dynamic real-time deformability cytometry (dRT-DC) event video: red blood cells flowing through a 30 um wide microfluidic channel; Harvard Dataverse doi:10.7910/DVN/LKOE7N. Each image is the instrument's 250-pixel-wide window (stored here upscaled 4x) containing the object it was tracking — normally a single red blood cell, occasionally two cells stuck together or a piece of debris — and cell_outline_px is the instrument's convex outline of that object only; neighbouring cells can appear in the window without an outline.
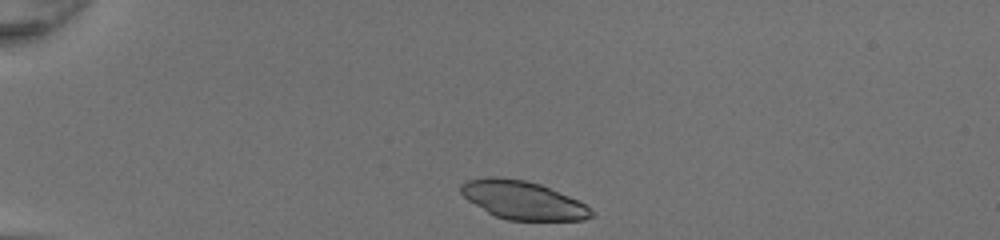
{"species": "common noctule bat (a hibernating species)", "species_latin": "Nyctalus noctula", "temperature_condition": "room temperature", "stored_images_in_passage": 32, "camera_frame_rate_fps": 3000, "um_per_image_px": 0.085, "animal": {"sex": "female", "body_mass_g": 20.0, "forearm_length_mm": 54.0}, "frame": {"image": 1, "passage_image": 1, "time_ms": 0.0, "image_size_px": [1000, 240], "cell_outline_px": [[596, 216], [584, 220], [508, 220], [496, 216], [488, 212], [468, 200], [460, 192], [460, 184], [464, 180], [488, 176], [496, 176], [524, 180], [540, 184], [568, 196], [584, 204], [596, 212]], "centroid_in_image_um": [44.43, 17.01], "position_along_channel_um": 40.6, "area_um2": 29.13}}
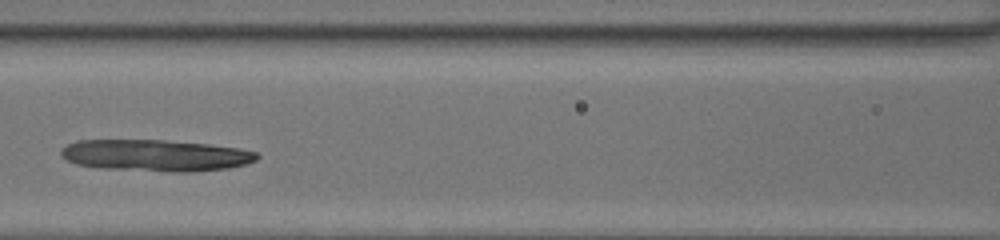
{"frame": {"image": 2, "passage_image": 13, "time_ms": 4.0, "image_size_px": [1000, 240], "cell_outline_px": [[260, 156], [256, 160], [244, 164], [228, 168], [188, 172], [172, 172], [100, 168], [76, 164], [60, 156], [60, 148], [76, 140], [164, 140], [208, 144], [240, 148], [256, 152]], "centroid_in_image_um": [13.2, 13.21], "position_along_channel_um": 153.4, "area_um2": 36.18}}
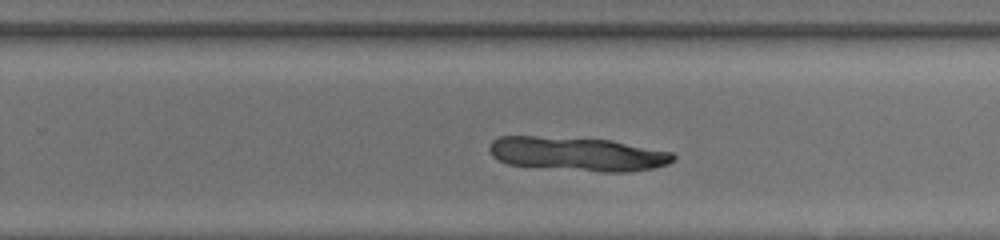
{"frame": {"image": 3, "passage_image": 22, "time_ms": 7.0, "image_size_px": [1000, 240], "cell_outline_px": [[676, 156], [668, 164], [652, 168], [628, 172], [600, 172], [508, 164], [492, 156], [488, 148], [488, 144], [492, 140], [500, 136], [536, 136], [612, 140], [672, 152]], "centroid_in_image_um": [49.08, 13.08], "position_along_channel_um": 280.7, "area_um2": 36.3}}